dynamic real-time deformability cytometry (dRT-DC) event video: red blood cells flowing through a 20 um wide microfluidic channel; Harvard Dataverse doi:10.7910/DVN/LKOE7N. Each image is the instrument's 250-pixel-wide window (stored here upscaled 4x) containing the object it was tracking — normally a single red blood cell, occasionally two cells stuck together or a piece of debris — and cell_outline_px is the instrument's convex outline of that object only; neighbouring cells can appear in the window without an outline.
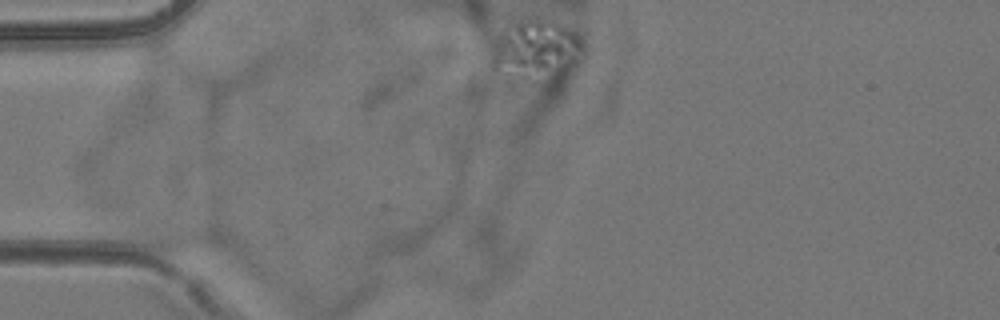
{"species": "common noctule bat (a hibernating species)", "species_latin": "Nyctalus noctula", "temperature_condition": "room temperature", "stored_images_in_passage": 3, "camera_frame_rate_fps": 3000, "um_per_image_px": 0.085, "animal": {"sex": "female", "body_mass_g": 24.6, "forearm_length_mm": 56.2}, "frame": {"image": 1, "passage_image": 1, "time_ms": 0.0, "image_size_px": [1000, 320], "cell_outline_px": [[584, 48], [576, 64], [572, 68], [548, 88], [524, 80], [504, 60], [516, 24], [520, 20], [528, 16], [536, 16], [552, 20], [568, 28], [580, 40]], "centroid_in_image_um": [46.12, 4.3], "position_along_channel_um": 38.9, "area_um2": 28.03}}